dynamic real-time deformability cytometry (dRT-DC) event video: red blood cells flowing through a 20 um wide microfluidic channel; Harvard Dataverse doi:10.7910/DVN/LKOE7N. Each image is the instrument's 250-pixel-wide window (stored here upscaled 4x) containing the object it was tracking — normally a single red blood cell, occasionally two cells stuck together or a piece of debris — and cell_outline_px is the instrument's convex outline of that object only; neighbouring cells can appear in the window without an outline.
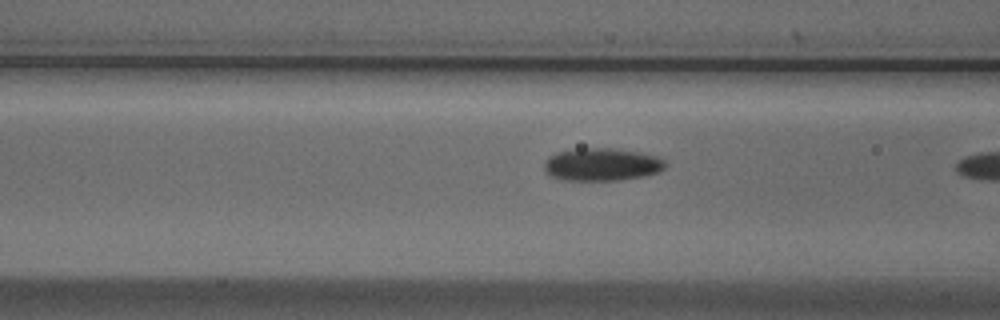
{"species": "Egyptian fruit bat (a non-hibernating species)", "species_latin": "Rousettus aegyptiacus", "temperature_condition": "cold", "stored_images_in_passage": 19, "camera_frame_rate_fps": 3000, "um_per_image_px": 0.085, "animal": {"sex": "male"}, "frame": {"image": 1, "passage_image": 18, "time_ms": 5.667, "image_size_px": [1000, 320], "cell_outline_px": [[668, 164], [660, 172], [644, 176], [620, 180], [564, 180], [552, 176], [544, 168], [544, 164], [556, 152], [580, 148], [612, 148], [636, 152], [656, 156], [664, 160]], "centroid_in_image_um": [51.2, 13.98], "position_along_channel_um": 115.4, "area_um2": 22.89}}